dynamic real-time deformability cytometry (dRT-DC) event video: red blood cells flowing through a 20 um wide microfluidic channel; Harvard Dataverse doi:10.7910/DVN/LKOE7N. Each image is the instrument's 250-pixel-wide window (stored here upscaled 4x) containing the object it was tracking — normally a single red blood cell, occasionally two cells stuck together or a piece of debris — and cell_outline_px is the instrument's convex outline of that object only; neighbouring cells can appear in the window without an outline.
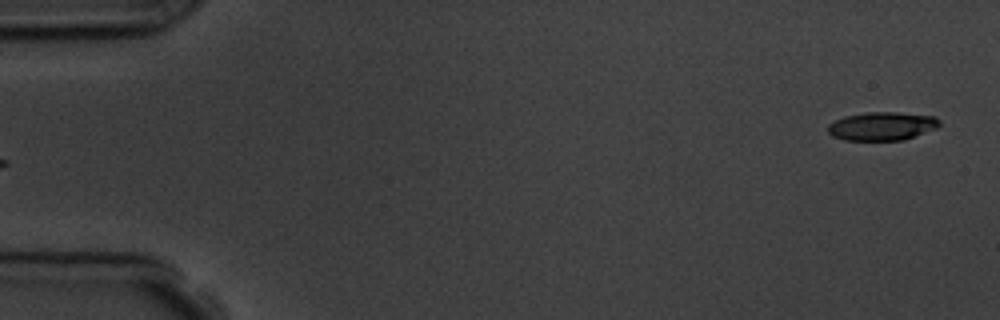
{"species": "common noctule bat (a hibernating species)", "species_latin": "Nyctalus noctula", "temperature_condition": "room temperature", "stored_images_in_passage": 5, "segment_of_instrument_passage": [2, 2], "camera_frame_rate_fps": 3000, "um_per_image_px": 0.085, "animal": {"sex": "male", "body_mass_g": 19.5, "forearm_length_mm": 54.6}, "frame": {"image": 1, "passage_image": 5, "time_ms": 4.667, "image_size_px": [1000, 320], "cell_outline_px": [[940, 124], [936, 128], [904, 140], [844, 140], [832, 136], [828, 132], [828, 124], [844, 116], [868, 112], [896, 112], [936, 116], [940, 120]], "centroid_in_image_um": [74.97, 10.72], "position_along_channel_um": 10.0, "area_um2": 18.5}}